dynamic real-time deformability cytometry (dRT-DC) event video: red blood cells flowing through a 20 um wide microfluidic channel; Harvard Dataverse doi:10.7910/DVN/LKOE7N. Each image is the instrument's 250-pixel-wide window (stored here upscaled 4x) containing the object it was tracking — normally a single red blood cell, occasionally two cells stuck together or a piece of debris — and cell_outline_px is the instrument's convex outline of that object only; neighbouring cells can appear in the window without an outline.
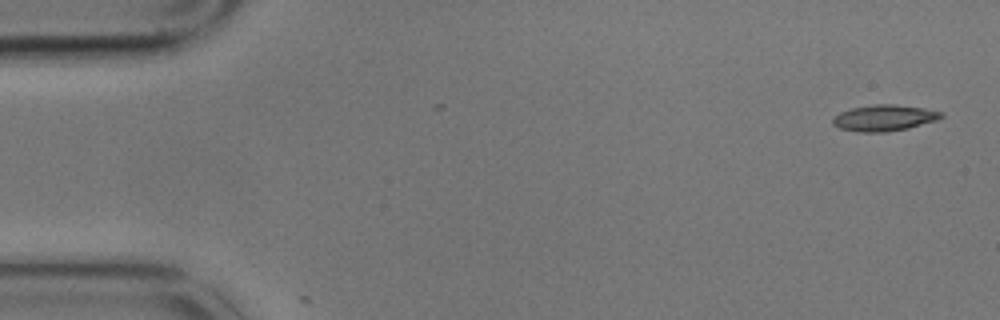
{"species": "common noctule bat (a hibernating species)", "species_latin": "Nyctalus noctula", "temperature_condition": "cold", "stored_images_in_passage": 2, "camera_frame_rate_fps": 3000, "um_per_image_px": 0.085, "animal": {"sex": "male", "body_mass_g": 17.9}, "frame": {"image": 1, "passage_image": 1, "time_ms": 0.0, "image_size_px": [1000, 320], "cell_outline_px": [[944, 116], [936, 120], [908, 128], [888, 132], [860, 132], [840, 128], [832, 124], [832, 116], [840, 112], [852, 108], [872, 104], [896, 104], [924, 108], [944, 112]], "centroid_in_image_um": [75.15, 10.01], "position_along_channel_um": 9.9, "area_um2": 16.65}}